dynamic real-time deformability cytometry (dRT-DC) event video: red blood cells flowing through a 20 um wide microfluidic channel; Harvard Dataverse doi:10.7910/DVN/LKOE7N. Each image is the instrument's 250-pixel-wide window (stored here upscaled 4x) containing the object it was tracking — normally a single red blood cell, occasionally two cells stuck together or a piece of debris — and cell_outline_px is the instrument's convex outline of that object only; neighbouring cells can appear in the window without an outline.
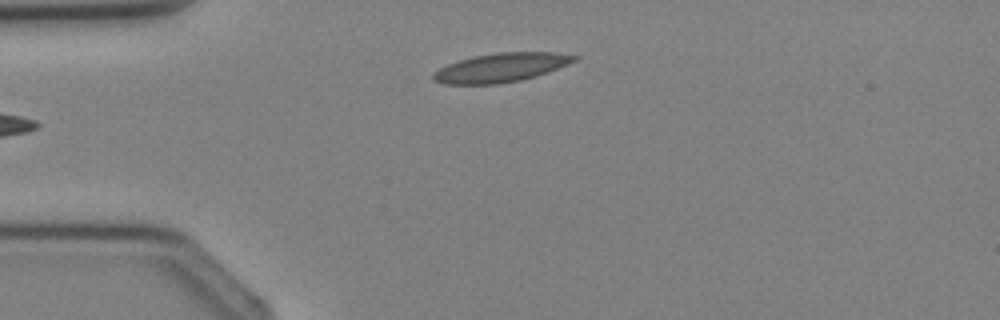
{"species": "Egyptian fruit bat (a non-hibernating species)", "species_latin": "Rousettus aegyptiacus", "temperature_condition": "cold", "stored_images_in_passage": 3, "camera_frame_rate_fps": 3000, "um_per_image_px": 0.085, "animal": {"sex": "female"}, "frame": {"image": 1, "passage_image": 3, "time_ms": 3.333, "image_size_px": [1000, 320], "cell_outline_px": [[580, 56], [576, 60], [568, 64], [548, 72], [536, 76], [520, 80], [496, 84], [444, 84], [432, 80], [432, 72], [448, 64], [472, 56], [500, 52], [556, 52]], "centroid_in_image_um": [42.58, 5.74], "position_along_channel_um": 42.4, "area_um2": 23.81}}